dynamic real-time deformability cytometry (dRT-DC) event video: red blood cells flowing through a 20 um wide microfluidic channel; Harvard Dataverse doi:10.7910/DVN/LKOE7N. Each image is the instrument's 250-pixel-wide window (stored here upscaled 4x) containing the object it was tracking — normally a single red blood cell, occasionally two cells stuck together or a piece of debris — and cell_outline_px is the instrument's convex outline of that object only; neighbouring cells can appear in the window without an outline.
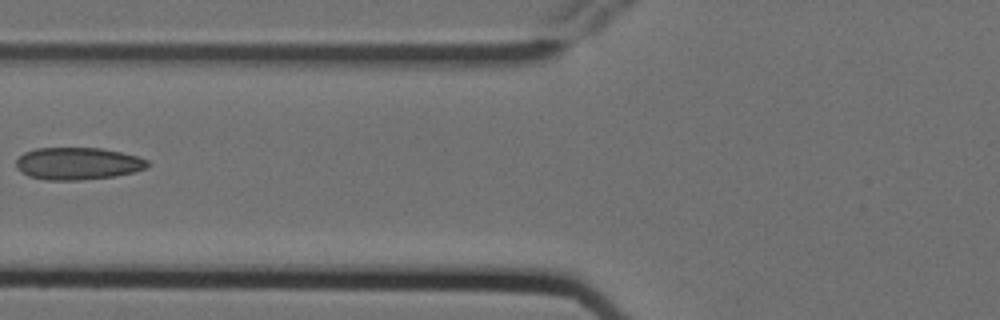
{"species": "Egyptian fruit bat (a non-hibernating species)", "species_latin": "Rousettus aegyptiacus", "temperature_condition": "cold", "stored_images_in_passage": 2, "camera_frame_rate_fps": 3000, "um_per_image_px": 0.085, "animal": {"sex": "female"}, "frame": {"image": 1, "passage_image": 2, "time_ms": 0.333, "image_size_px": [1000, 320], "cell_outline_px": [[148, 168], [132, 172], [112, 176], [76, 180], [44, 180], [28, 176], [20, 172], [16, 168], [16, 160], [24, 152], [36, 148], [100, 148], [120, 152], [136, 156], [148, 160]], "centroid_in_image_um": [6.56, 13.9], "position_along_channel_um": 119.2, "area_um2": 24.62}}